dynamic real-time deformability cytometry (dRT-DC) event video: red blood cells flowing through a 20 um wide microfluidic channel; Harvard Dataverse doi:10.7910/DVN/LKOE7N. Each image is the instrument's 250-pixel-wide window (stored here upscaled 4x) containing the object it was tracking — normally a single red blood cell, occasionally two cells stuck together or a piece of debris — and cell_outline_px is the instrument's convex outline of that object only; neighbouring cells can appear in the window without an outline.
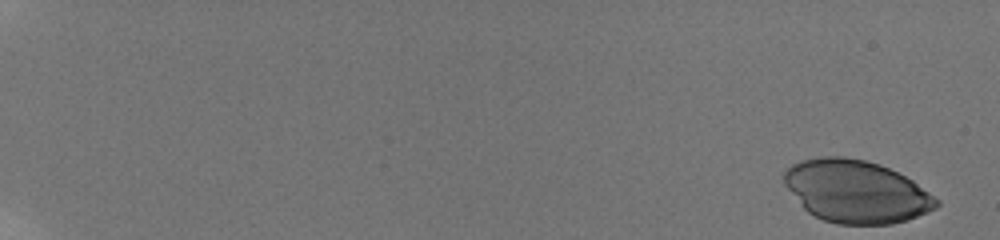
{"species": "human", "species_latin": "Homo sapiens", "temperature_condition": "room temperature", "stored_images_in_passage": 56, "camera_frame_rate_fps": 3000, "um_per_image_px": 0.085, "donor": {"sex": "male"}, "frame": {"image": 1, "passage_image": 1, "time_ms": 0.0, "image_size_px": [1000, 240], "cell_outline_px": [[940, 204], [936, 208], [916, 216], [892, 224], [836, 224], [824, 220], [808, 212], [804, 208], [784, 184], [784, 172], [792, 164], [800, 160], [820, 156], [844, 156], [864, 160], [880, 164], [912, 180], [940, 200]], "centroid_in_image_um": [72.76, 16.26], "position_along_channel_um": 12.2, "area_um2": 55.26}}
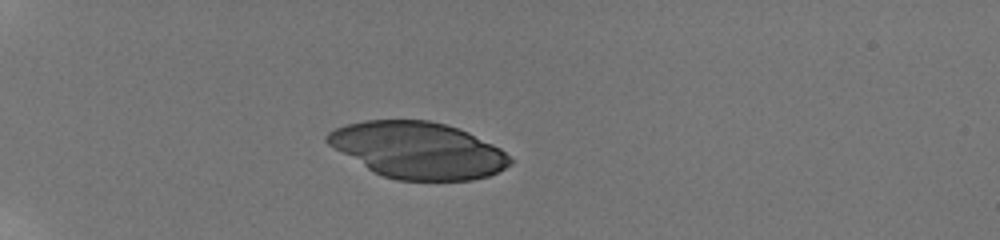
{"frame": {"image": 2, "passage_image": 18, "time_ms": 5.667, "image_size_px": [1000, 240], "cell_outline_px": [[512, 164], [488, 176], [472, 180], [396, 180], [384, 176], [368, 168], [328, 144], [324, 140], [324, 136], [328, 132], [336, 128], [348, 124], [364, 120], [428, 120], [444, 124], [468, 132], [500, 148], [512, 160]], "centroid_in_image_um": [35.53, 12.76], "position_along_channel_um": 49.5, "area_um2": 59.48}}